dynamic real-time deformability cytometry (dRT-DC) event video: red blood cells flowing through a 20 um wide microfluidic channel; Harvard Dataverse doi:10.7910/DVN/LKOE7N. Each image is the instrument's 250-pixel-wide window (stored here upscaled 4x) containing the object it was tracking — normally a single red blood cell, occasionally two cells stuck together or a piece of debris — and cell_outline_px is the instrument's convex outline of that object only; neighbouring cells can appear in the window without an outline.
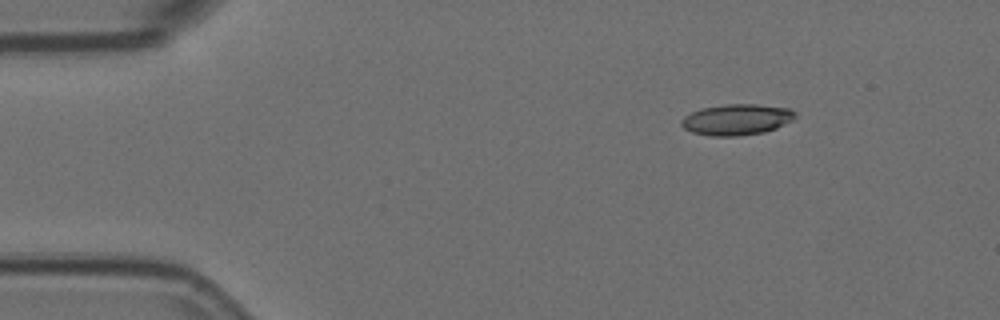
{"species": "Egyptian fruit bat (a non-hibernating species)", "species_latin": "Rousettus aegyptiacus", "temperature_condition": "room temperature", "stored_images_in_passage": 6, "camera_frame_rate_fps": 3000, "um_per_image_px": 0.085, "animal": {"sex": "female"}, "frame": {"image": 1, "passage_image": 1, "time_ms": 0.0, "image_size_px": [1000, 320], "cell_outline_px": [[796, 116], [792, 120], [776, 128], [764, 132], [736, 136], [712, 136], [692, 132], [684, 128], [680, 124], [680, 120], [684, 116], [700, 108], [724, 104], [756, 104], [788, 108], [796, 112]], "centroid_in_image_um": [62.59, 10.15], "position_along_channel_um": 22.4, "area_um2": 20.58}}
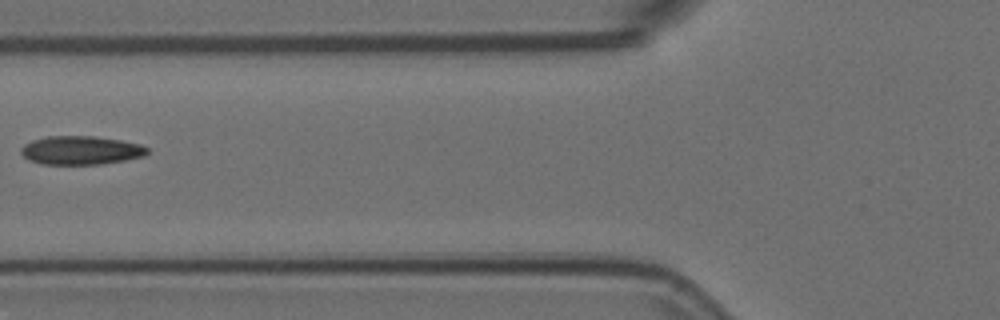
{"frame": {"image": 2, "passage_image": 5, "time_ms": 1.333, "image_size_px": [1000, 320], "cell_outline_px": [[148, 152], [144, 156], [124, 160], [100, 164], [40, 164], [28, 160], [20, 152], [20, 148], [24, 144], [32, 140], [48, 136], [92, 136], [120, 140], [140, 144], [148, 148]], "centroid_in_image_um": [6.84, 12.77], "position_along_channel_um": 119.0, "area_um2": 21.04}}
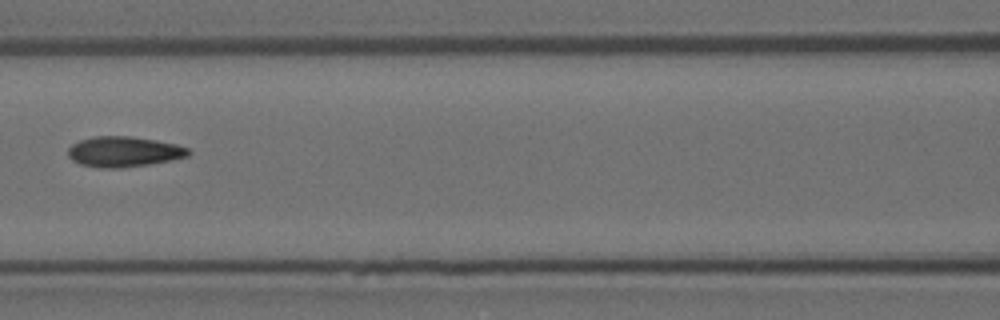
{"frame": {"image": 3, "passage_image": 6, "time_ms": 1.667, "image_size_px": [1000, 320], "cell_outline_px": [[192, 152], [188, 156], [148, 164], [120, 168], [100, 168], [80, 164], [72, 160], [68, 156], [68, 148], [72, 144], [80, 140], [92, 136], [132, 136], [156, 140], [176, 144], [188, 148]], "centroid_in_image_um": [10.5, 12.88], "position_along_channel_um": 156.1, "area_um2": 21.33}}